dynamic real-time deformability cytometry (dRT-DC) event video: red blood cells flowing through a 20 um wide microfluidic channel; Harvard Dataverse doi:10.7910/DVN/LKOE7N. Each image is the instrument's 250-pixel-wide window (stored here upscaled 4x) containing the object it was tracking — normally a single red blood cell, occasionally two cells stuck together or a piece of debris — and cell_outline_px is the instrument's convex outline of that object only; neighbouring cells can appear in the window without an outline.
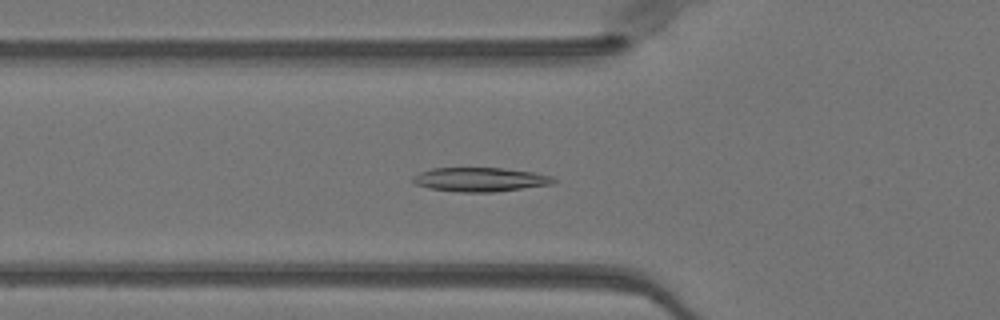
{"species": "Egyptian fruit bat (a non-hibernating species)", "species_latin": "Rousettus aegyptiacus", "temperature_condition": "warm", "stored_images_in_passage": 51, "camera_frame_rate_fps": 3000, "um_per_image_px": 0.085, "animal": {"sex": "female"}, "frame": {"image": 1, "passage_image": 18, "time_ms": 5.667, "image_size_px": [1000, 320], "cell_outline_px": [[556, 184], [492, 192], [460, 192], [428, 188], [416, 184], [412, 180], [412, 176], [420, 172], [432, 168], [500, 168], [536, 172], [552, 176], [556, 180]], "centroid_in_image_um": [40.84, 15.26], "position_along_channel_um": 85.0, "area_um2": 19.83}}
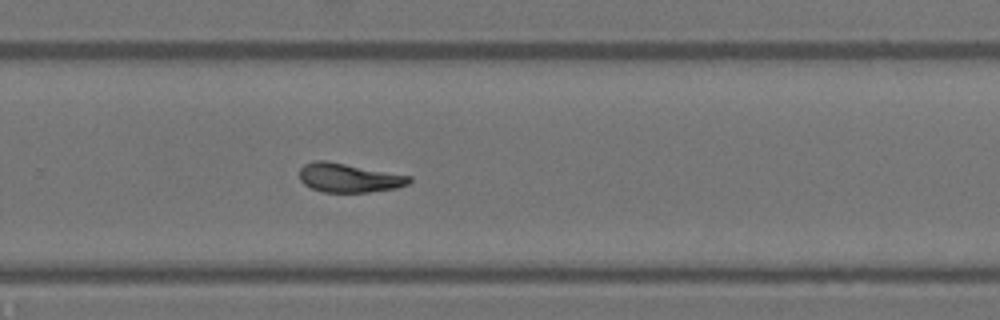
{"frame": {"image": 2, "passage_image": 34, "time_ms": 11.0, "image_size_px": [1000, 320], "cell_outline_px": [[412, 180], [408, 184], [396, 188], [368, 192], [324, 192], [312, 188], [304, 184], [300, 180], [300, 168], [304, 164], [316, 160], [324, 160], [412, 176]], "centroid_in_image_um": [29.66, 15.11], "position_along_channel_um": 300.1, "area_um2": 18.44}}
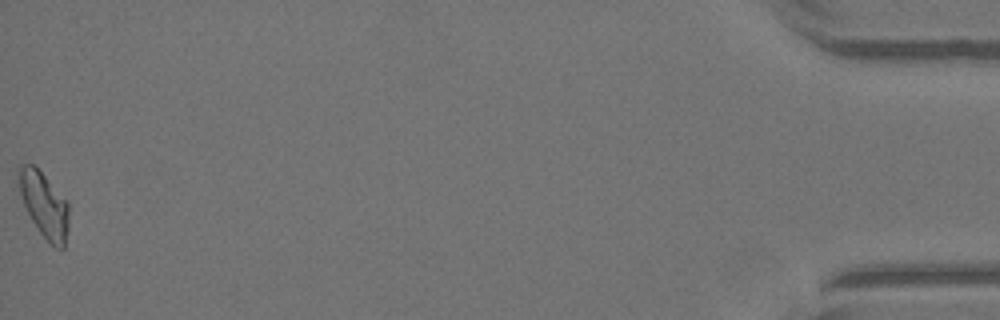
{"frame": {"image": 3, "passage_image": 51, "time_ms": 16.667, "image_size_px": [1000, 320], "cell_outline_px": [[68, 228], [64, 248], [56, 248], [40, 232], [32, 220], [24, 204], [20, 192], [16, 168], [24, 164], [32, 164], [68, 200]], "centroid_in_image_um": [3.76, 17.39], "position_along_channel_um": 431.4, "area_um2": 18.79}, "authors_computed_cell_mechanics": {"area_um2": 18.785, "velocity_mm_per_s": 4.0374, "shape_relaxation_time_tau1_ms": 5.4899, "shape_relaxation_time_tau2_ms": 2.847, "deformation_change_tau1": 0.1759, "deformation_change_tau2": 0.1001}}